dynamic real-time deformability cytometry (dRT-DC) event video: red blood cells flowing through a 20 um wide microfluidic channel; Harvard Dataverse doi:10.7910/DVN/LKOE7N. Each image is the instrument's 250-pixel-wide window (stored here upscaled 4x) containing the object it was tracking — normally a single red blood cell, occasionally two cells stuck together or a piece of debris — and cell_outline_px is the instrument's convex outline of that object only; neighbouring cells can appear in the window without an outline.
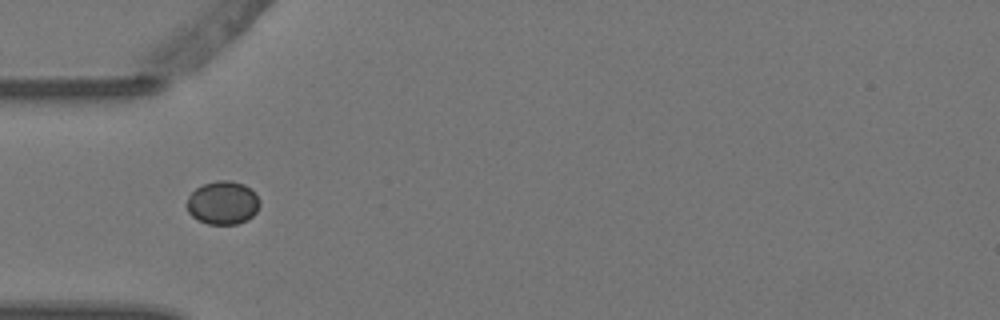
{"species": "Egyptian fruit bat (a non-hibernating species)", "species_latin": "Rousettus aegyptiacus", "temperature_condition": "warm", "stored_images_in_passage": 5, "camera_frame_rate_fps": 3000, "um_per_image_px": 0.085, "animal": {"sex": "female"}, "frame": {"image": 1, "passage_image": 1, "time_ms": 0.0, "image_size_px": [1000, 320], "cell_outline_px": [[260, 204], [256, 212], [248, 220], [236, 224], [208, 224], [192, 216], [188, 212], [184, 204], [188, 196], [196, 188], [204, 184], [216, 180], [228, 180], [244, 184], [260, 200]], "centroid_in_image_um": [18.9, 17.24], "position_along_channel_um": 66.1, "area_um2": 18.44}}
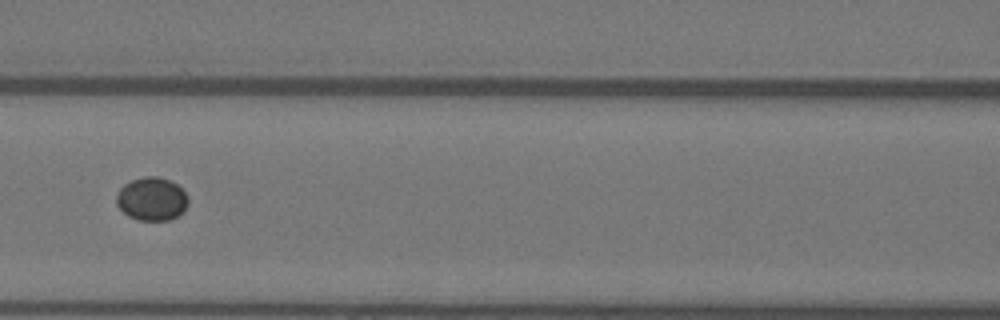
{"frame": {"image": 2, "passage_image": 3, "time_ms": 0.667, "image_size_px": [1000, 320], "cell_outline_px": [[188, 204], [184, 212], [168, 220], [136, 220], [128, 216], [116, 204], [116, 196], [120, 188], [124, 184], [132, 180], [144, 176], [156, 176], [168, 180], [176, 184], [188, 196]], "centroid_in_image_um": [12.89, 16.92], "position_along_channel_um": 153.7, "area_um2": 18.09}}
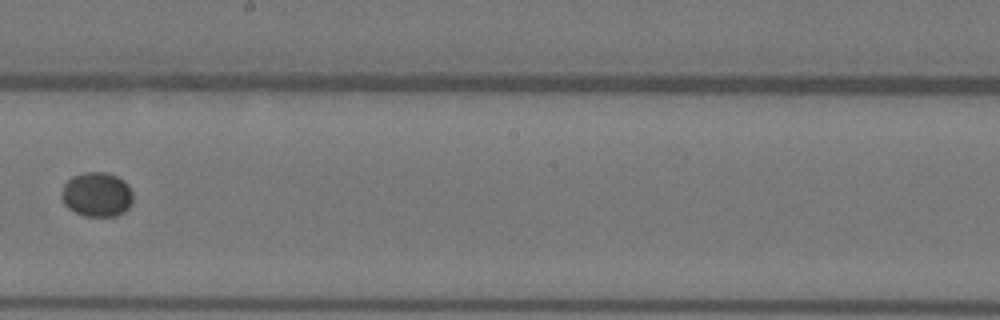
{"frame": {"image": 3, "passage_image": 5, "time_ms": 1.333, "image_size_px": [1000, 320], "cell_outline_px": [[132, 200], [128, 208], [124, 212], [116, 216], [84, 216], [68, 208], [64, 204], [60, 196], [64, 184], [72, 176], [84, 172], [108, 172], [124, 180], [128, 184], [132, 192]], "centroid_in_image_um": [8.23, 16.52], "position_along_channel_um": 240.0, "area_um2": 18.67}}